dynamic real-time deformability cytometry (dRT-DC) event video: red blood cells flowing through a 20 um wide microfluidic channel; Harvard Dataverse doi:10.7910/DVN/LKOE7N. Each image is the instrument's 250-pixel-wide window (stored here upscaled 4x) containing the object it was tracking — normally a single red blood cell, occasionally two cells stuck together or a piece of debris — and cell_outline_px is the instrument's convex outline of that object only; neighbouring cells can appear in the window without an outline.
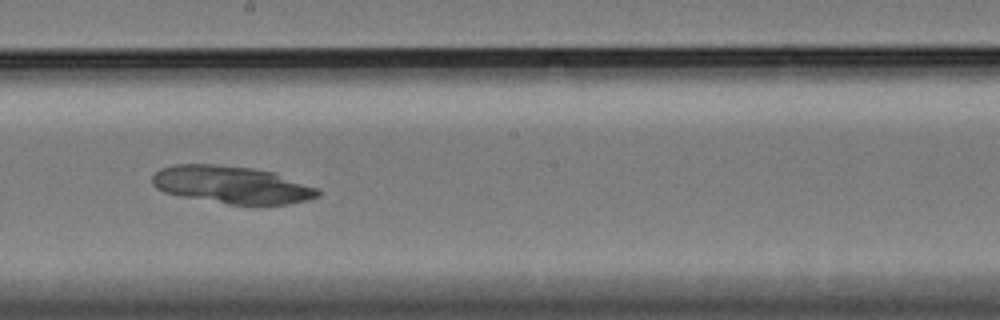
{"species": "Egyptian fruit bat (a non-hibernating species)", "species_latin": "Rousettus aegyptiacus", "temperature_condition": "cold", "stored_images_in_passage": 33, "camera_frame_rate_fps": 3000, "um_per_image_px": 0.085, "animal": {"sex": "female"}, "frame": {"image": 1, "passage_image": 15, "time_ms": 4.667, "image_size_px": [1000, 320], "cell_outline_px": [[320, 196], [308, 200], [288, 204], [252, 208], [180, 196], [164, 192], [156, 188], [152, 184], [152, 176], [160, 168], [176, 164], [212, 164], [252, 168], [276, 172], [316, 188], [320, 192]], "centroid_in_image_um": [19.74, 15.74], "position_along_channel_um": 228.5, "area_um2": 37.05}}
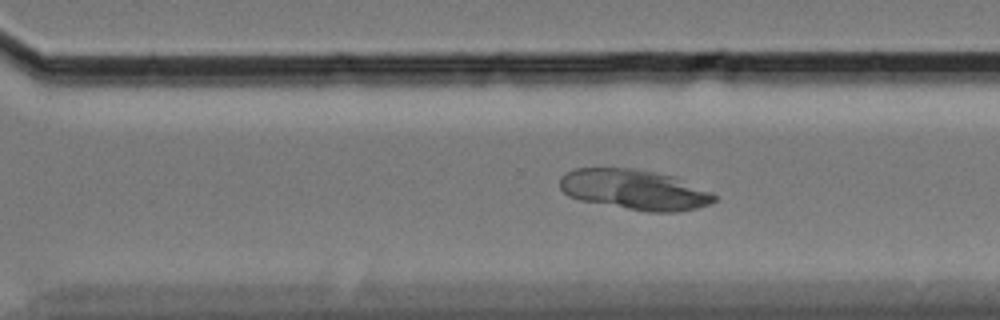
{"frame": {"image": 2, "passage_image": 23, "time_ms": 7.333, "image_size_px": [1000, 320], "cell_outline_px": [[716, 200], [708, 204], [696, 208], [680, 212], [648, 212], [580, 200], [568, 196], [560, 188], [560, 176], [576, 168], [632, 168], [672, 176], [708, 192], [716, 196]], "centroid_in_image_um": [53.87, 16.13], "position_along_channel_um": 316.7, "area_um2": 35.66}}
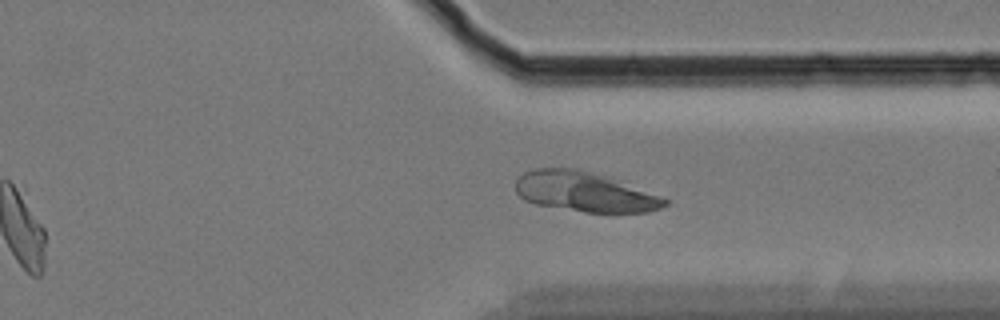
{"frame": {"image": 3, "passage_image": 27, "time_ms": 8.667, "image_size_px": [1000, 320], "cell_outline_px": [[668, 204], [660, 208], [648, 212], [584, 212], [536, 204], [524, 200], [516, 192], [516, 180], [524, 172], [536, 168], [576, 168], [660, 196], [668, 200]], "centroid_in_image_um": [49.62, 16.32], "position_along_channel_um": 361.8, "area_um2": 33.76}}